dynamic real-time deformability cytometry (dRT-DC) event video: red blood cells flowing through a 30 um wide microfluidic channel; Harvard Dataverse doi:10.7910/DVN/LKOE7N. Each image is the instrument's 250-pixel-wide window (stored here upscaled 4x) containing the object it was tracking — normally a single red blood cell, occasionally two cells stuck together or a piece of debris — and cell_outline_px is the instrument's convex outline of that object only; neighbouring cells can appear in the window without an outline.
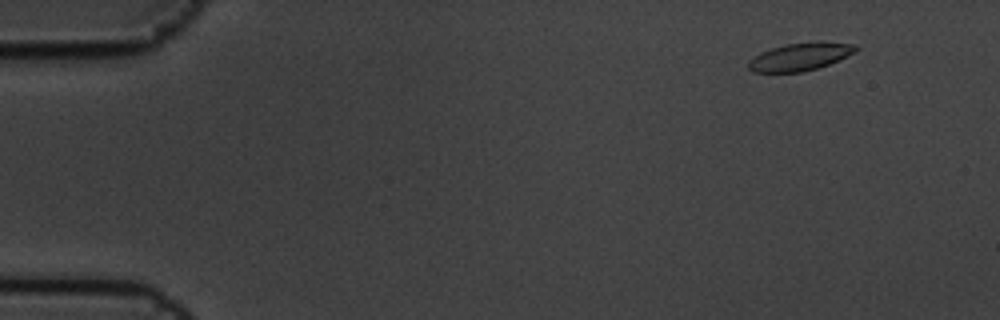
{"species": "common noctule bat (a hibernating species)", "species_latin": "Nyctalus noctula", "temperature_condition": "cold", "stored_images_in_passage": 5, "camera_frame_rate_fps": 3000, "um_per_image_px": 0.085, "animal": {"sex": "male", "body_mass_g": 19.5, "forearm_length_mm": 54.6}, "frame": {"image": 1, "passage_image": 1, "time_ms": 0.0, "image_size_px": [1000, 320], "cell_outline_px": [[860, 48], [856, 52], [840, 60], [804, 72], [752, 72], [748, 68], [748, 60], [760, 52], [784, 44], [816, 40], [856, 44]], "centroid_in_image_um": [68.05, 4.79], "position_along_channel_um": 17.0, "area_um2": 17.8}}